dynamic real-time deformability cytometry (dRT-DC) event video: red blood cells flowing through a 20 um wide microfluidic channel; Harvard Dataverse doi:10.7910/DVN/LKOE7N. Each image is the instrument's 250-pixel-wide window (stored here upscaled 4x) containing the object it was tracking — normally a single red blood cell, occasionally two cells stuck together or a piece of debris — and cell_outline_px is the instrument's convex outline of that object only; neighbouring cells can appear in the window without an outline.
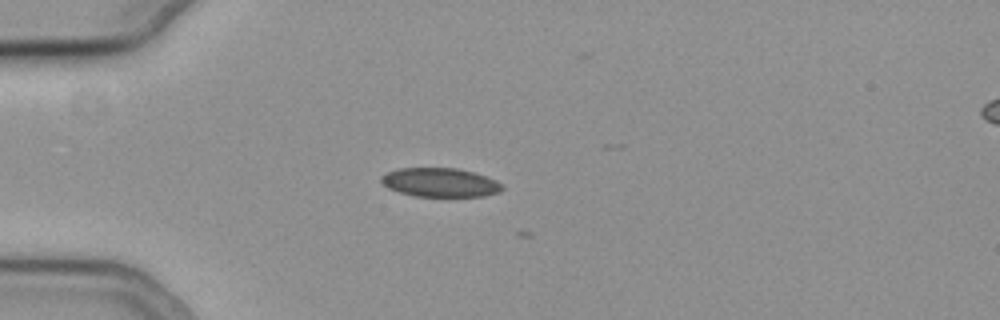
{"species": "common noctule bat (a hibernating species)", "species_latin": "Nyctalus noctula", "temperature_condition": "cold", "stored_images_in_passage": 5, "camera_frame_rate_fps": 3000, "um_per_image_px": 0.085, "animal": {"sex": "female", "body_mass_g": 19.3, "forearm_length_mm": 54.1}, "frame": {"image": 1, "passage_image": 2, "time_ms": 0.333, "image_size_px": [1000, 320], "cell_outline_px": [[504, 188], [500, 192], [484, 196], [416, 196], [400, 192], [388, 188], [380, 180], [380, 176], [388, 172], [400, 168], [456, 168], [476, 172], [496, 180], [504, 184]], "centroid_in_image_um": [37.46, 15.5], "position_along_channel_um": 47.5, "area_um2": 20.46}}